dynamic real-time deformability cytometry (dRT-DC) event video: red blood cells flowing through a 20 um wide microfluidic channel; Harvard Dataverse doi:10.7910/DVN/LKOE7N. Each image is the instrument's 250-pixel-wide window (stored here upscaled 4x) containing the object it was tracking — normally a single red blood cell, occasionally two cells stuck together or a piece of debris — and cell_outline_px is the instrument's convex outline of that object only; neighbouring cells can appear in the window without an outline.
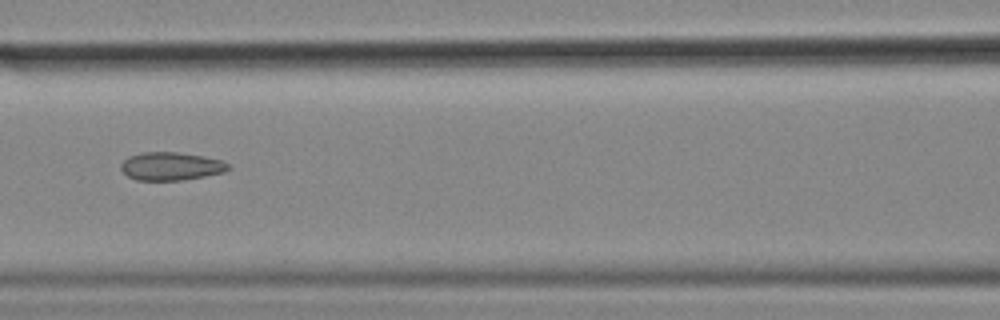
{"species": "common noctule bat (a hibernating species)", "species_latin": "Nyctalus noctula", "temperature_condition": "cold", "stored_images_in_passage": 56, "camera_frame_rate_fps": 3000, "um_per_image_px": 0.085, "animal": {"sex": "female", "body_mass_g": 18.4}, "frame": {"image": 1, "passage_image": 25, "time_ms": 8.0, "image_size_px": [1000, 320], "cell_outline_px": [[232, 168], [224, 172], [204, 176], [180, 180], [136, 180], [128, 176], [120, 168], [120, 164], [128, 156], [144, 152], [176, 152], [204, 156], [220, 160], [228, 164]], "centroid_in_image_um": [14.52, 14.13], "position_along_channel_um": 152.1, "area_um2": 17.51}, "authors_computed_cell_mechanics": {"area_um2": 19.1029, "velocity_mm_per_s": 3.5862, "shape_relaxation_time_tau1_ms": null, "shape_relaxation_time_tau2_ms": 3.1284, "deformation_change_tau1": null, "deformation_change_tau2": 0.0972}}